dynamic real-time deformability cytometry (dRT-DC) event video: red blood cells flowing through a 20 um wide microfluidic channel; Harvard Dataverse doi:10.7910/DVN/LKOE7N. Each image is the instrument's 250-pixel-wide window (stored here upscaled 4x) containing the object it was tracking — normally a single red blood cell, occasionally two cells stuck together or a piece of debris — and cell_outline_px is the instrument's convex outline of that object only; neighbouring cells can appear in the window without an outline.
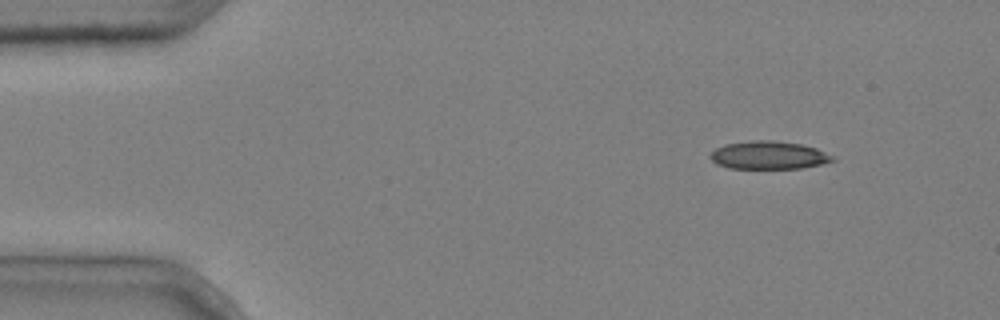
{"species": "common noctule bat (a hibernating species)", "species_latin": "Nyctalus noctula", "temperature_condition": "cold", "stored_images_in_passage": 7, "camera_frame_rate_fps": 3000, "um_per_image_px": 0.085, "animal": {"sex": "male", "body_mass_g": 20.4}, "frame": {"image": 1, "passage_image": 1, "time_ms": 0.0, "image_size_px": [1000, 320], "cell_outline_px": [[836, 160], [820, 164], [800, 168], [728, 168], [716, 164], [708, 156], [716, 148], [724, 144], [752, 140], [772, 140], [800, 144], [816, 148], [836, 156]], "centroid_in_image_um": [65.33, 13.19], "position_along_channel_um": 19.7, "area_um2": 20.0}}
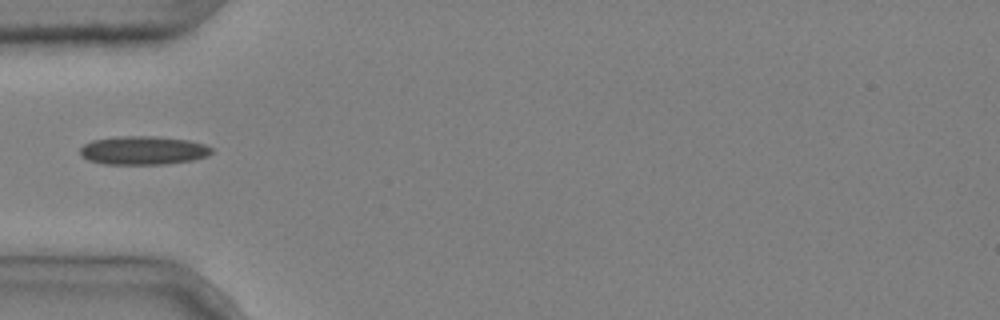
{"frame": {"image": 2, "passage_image": 4, "time_ms": 1.0, "image_size_px": [1000, 320], "cell_outline_px": [[212, 152], [208, 156], [192, 160], [164, 164], [104, 164], [88, 160], [80, 156], [80, 148], [84, 144], [92, 140], [120, 136], [156, 136], [188, 140], [204, 144], [212, 148]], "centroid_in_image_um": [12.15, 12.78], "position_along_channel_um": 72.8, "area_um2": 21.96}}
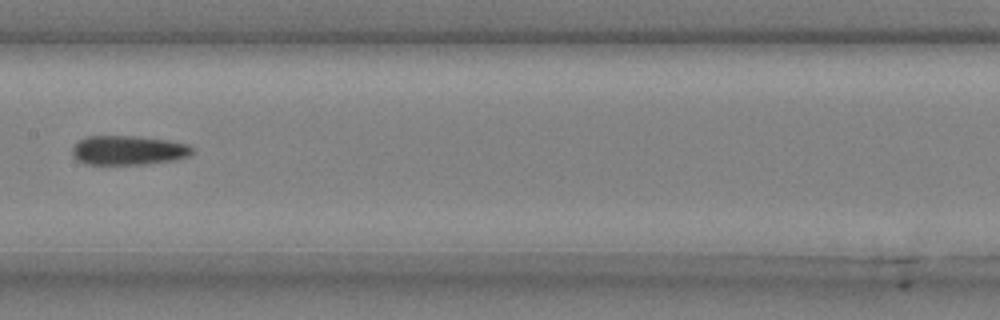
{"frame": {"image": 3, "passage_image": 7, "time_ms": 2.0, "image_size_px": [1000, 320], "cell_outline_px": [[196, 152], [188, 156], [176, 160], [144, 164], [84, 164], [76, 160], [72, 156], [72, 148], [80, 140], [88, 136], [136, 136], [168, 140], [188, 144], [196, 148]], "centroid_in_image_um": [10.95, 12.78], "position_along_channel_um": 196.4, "area_um2": 20.75}}